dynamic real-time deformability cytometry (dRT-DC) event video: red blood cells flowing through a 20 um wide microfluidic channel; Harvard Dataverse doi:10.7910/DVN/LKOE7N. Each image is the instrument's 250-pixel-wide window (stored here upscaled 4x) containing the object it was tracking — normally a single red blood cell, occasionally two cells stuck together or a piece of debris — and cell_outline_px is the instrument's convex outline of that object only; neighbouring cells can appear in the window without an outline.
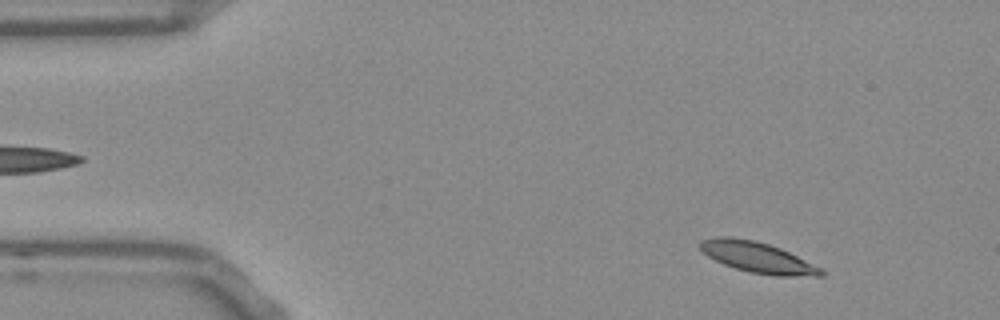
{"species": "Egyptian fruit bat (a non-hibernating species)", "species_latin": "Rousettus aegyptiacus", "temperature_condition": "room temperature", "stored_images_in_passage": 53, "camera_frame_rate_fps": 3000, "um_per_image_px": 0.085, "frame": {"image": 1, "passage_image": 5, "time_ms": 1.333, "image_size_px": [1000, 320], "cell_outline_px": [[824, 276], [776, 276], [752, 272], [736, 268], [724, 264], [708, 256], [700, 248], [700, 240], [720, 236], [728, 236], [752, 240], [768, 244], [780, 248], [820, 268], [824, 272]], "centroid_in_image_um": [64.37, 21.87], "position_along_channel_um": 20.6, "area_um2": 21.15}}
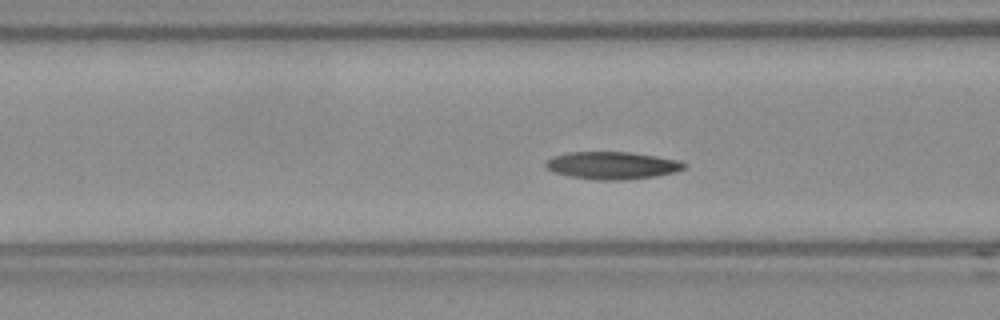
{"frame": {"image": 2, "passage_image": 19, "time_ms": 6.0, "image_size_px": [1000, 320], "cell_outline_px": [[688, 164], [684, 168], [676, 172], [656, 176], [624, 180], [596, 180], [568, 176], [556, 172], [548, 168], [544, 164], [552, 156], [568, 152], [628, 152], [680, 160]], "centroid_in_image_um": [52.06, 14.06], "position_along_channel_um": 114.5, "area_um2": 22.14}}
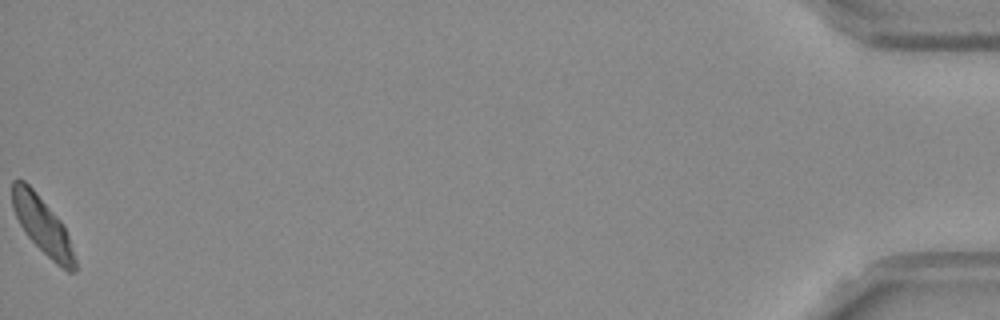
{"frame": {"image": 3, "passage_image": 53, "time_ms": 17.333, "image_size_px": [1000, 320], "cell_outline_px": [[76, 272], [68, 272], [56, 264], [28, 236], [20, 224], [12, 208], [12, 180], [24, 180], [32, 188], [60, 220], [68, 236], [76, 260]], "centroid_in_image_um": [3.61, 19.17], "position_along_channel_um": 431.6, "area_um2": 20.29}, "authors_computed_cell_mechanics": {"area_um2": 21.2704, "velocity_mm_per_s": 3.724, "shape_relaxation_time_tau1_ms": 2.7708, "shape_relaxation_time_tau2_ms": 4.3424, "deformation_change_tau1": 0.1081, "deformation_change_tau2": 0.1057}}